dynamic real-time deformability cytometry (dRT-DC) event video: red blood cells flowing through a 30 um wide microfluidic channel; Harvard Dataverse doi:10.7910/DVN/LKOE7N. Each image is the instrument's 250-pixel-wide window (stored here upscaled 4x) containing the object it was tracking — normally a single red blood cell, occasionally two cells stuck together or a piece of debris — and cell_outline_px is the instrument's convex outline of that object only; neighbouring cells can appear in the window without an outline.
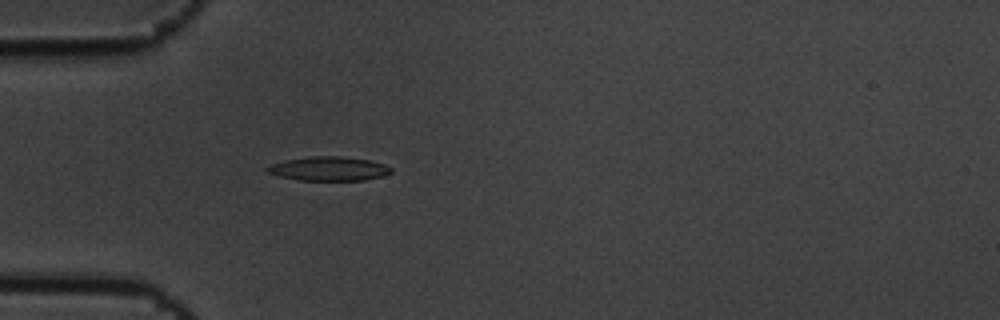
{"species": "common noctule bat (a hibernating species)", "species_latin": "Nyctalus noctula", "temperature_condition": "cold", "stored_images_in_passage": 5, "camera_frame_rate_fps": 3000, "um_per_image_px": 0.085, "animal": {"sex": "male", "body_mass_g": 19.5, "forearm_length_mm": 54.6}, "frame": {"image": 1, "passage_image": 5, "time_ms": 1.333, "image_size_px": [1000, 320], "cell_outline_px": [[392, 172], [384, 176], [364, 180], [300, 180], [280, 176], [268, 172], [264, 168], [268, 164], [284, 160], [308, 156], [340, 156], [368, 160], [384, 164], [392, 168]], "centroid_in_image_um": [27.92, 14.33], "position_along_channel_um": 57.1, "area_um2": 17.46}}